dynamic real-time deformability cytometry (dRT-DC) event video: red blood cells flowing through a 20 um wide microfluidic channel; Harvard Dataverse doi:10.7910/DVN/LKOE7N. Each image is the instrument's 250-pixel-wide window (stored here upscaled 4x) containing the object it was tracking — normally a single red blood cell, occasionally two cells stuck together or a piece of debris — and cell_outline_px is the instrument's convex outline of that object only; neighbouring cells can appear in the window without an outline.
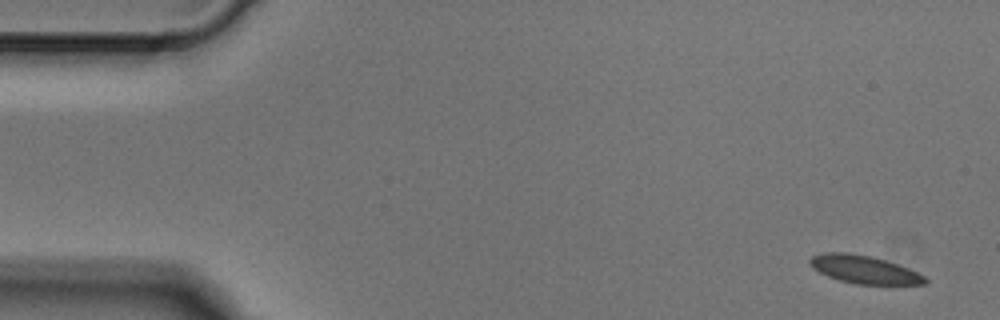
{"species": "Egyptian fruit bat (a non-hibernating species)", "species_latin": "Rousettus aegyptiacus", "temperature_condition": "cold", "stored_images_in_passage": 5, "camera_frame_rate_fps": 3000, "um_per_image_px": 0.085, "animal": {"sex": "male"}, "frame": {"image": 1, "passage_image": 1, "time_ms": 0.0, "image_size_px": [1000, 320], "cell_outline_px": [[928, 280], [924, 284], [856, 284], [840, 280], [828, 276], [812, 268], [808, 264], [808, 260], [812, 256], [824, 252], [848, 252], [872, 256], [908, 268], [924, 276]], "centroid_in_image_um": [73.4, 22.89], "position_along_channel_um": 11.6, "area_um2": 18.67}}
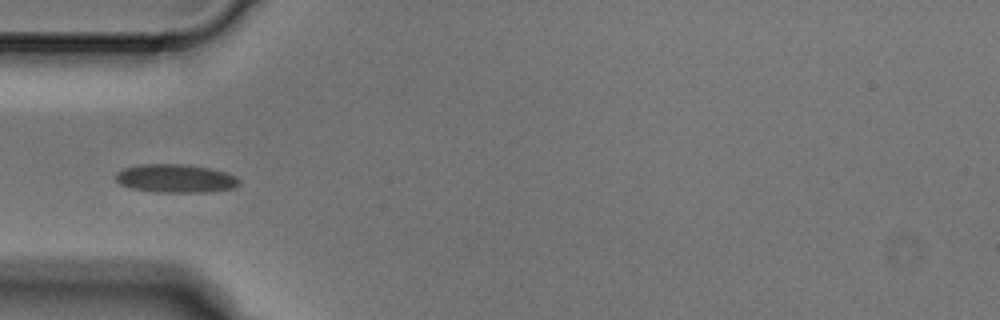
{"frame": {"image": 2, "passage_image": 4, "time_ms": 1.0, "image_size_px": [1000, 320], "cell_outline_px": [[240, 184], [236, 188], [204, 192], [156, 192], [132, 188], [120, 184], [116, 180], [116, 172], [124, 168], [140, 164], [188, 164], [212, 168], [236, 176], [240, 180]], "centroid_in_image_um": [14.95, 15.16], "position_along_channel_um": 70.0, "area_um2": 20.58}}
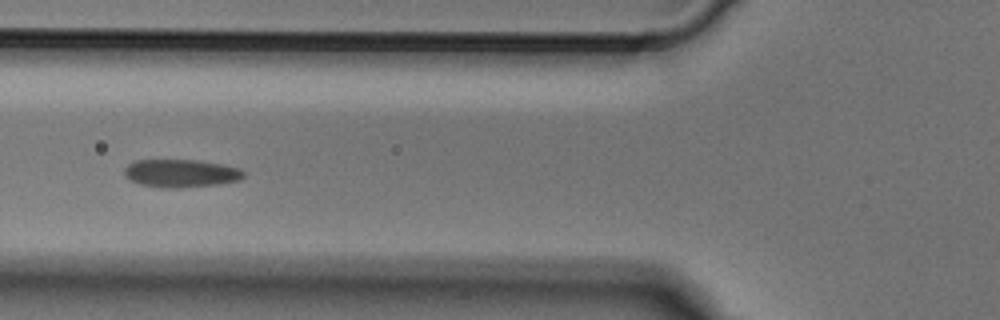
{"frame": {"image": 3, "passage_image": 5, "time_ms": 1.333, "image_size_px": [1000, 320], "cell_outline_px": [[244, 176], [240, 180], [220, 184], [180, 188], [160, 188], [140, 184], [128, 180], [124, 176], [124, 168], [132, 160], [200, 160], [240, 168], [244, 172]], "centroid_in_image_um": [15.34, 14.73], "position_along_channel_um": 110.5, "area_um2": 19.77}}